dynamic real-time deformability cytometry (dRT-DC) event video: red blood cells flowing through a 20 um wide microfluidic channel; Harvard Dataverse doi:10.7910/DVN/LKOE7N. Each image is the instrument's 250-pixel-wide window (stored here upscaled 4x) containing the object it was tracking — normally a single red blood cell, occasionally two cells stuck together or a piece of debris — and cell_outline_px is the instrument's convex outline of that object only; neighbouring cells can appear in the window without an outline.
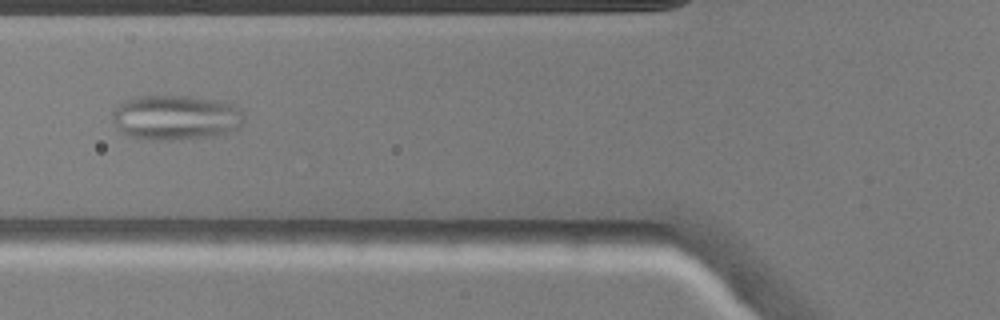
{"species": "common noctule bat (a hibernating species)", "species_latin": "Nyctalus noctula", "temperature_condition": "warm", "stored_images_in_passage": 38, "camera_frame_rate_fps": 3000, "um_per_image_px": 0.085, "animal": {"sex": "male", "body_mass_g": 20.5, "forearm_length_mm": 52.5}, "frame": {"image": 1, "passage_image": 13, "time_ms": 4.0, "image_size_px": [1000, 320], "cell_outline_px": [[244, 120], [240, 128], [228, 132], [212, 136], [172, 140], [152, 140], [128, 136], [116, 128], [112, 116], [112, 112], [124, 100], [136, 96], [188, 96], [216, 100], [232, 104], [240, 108], [244, 112]], "centroid_in_image_um": [14.95, 9.99], "position_along_channel_um": 110.9, "area_um2": 34.68}}
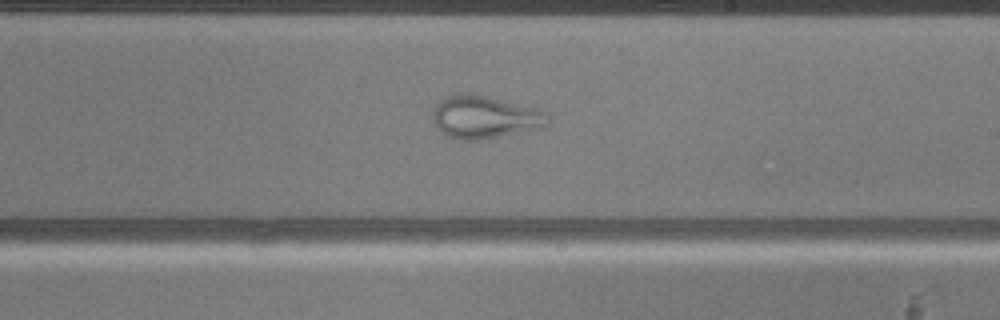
{"frame": {"image": 2, "passage_image": 23, "time_ms": 7.333, "image_size_px": [1000, 320], "cell_outline_px": [[548, 124], [544, 128], [476, 140], [464, 140], [448, 136], [440, 132], [436, 124], [432, 112], [436, 104], [440, 100], [456, 92], [468, 92], [540, 108], [548, 112]], "centroid_in_image_um": [41.24, 9.93], "position_along_channel_um": 247.8, "area_um2": 28.9}}
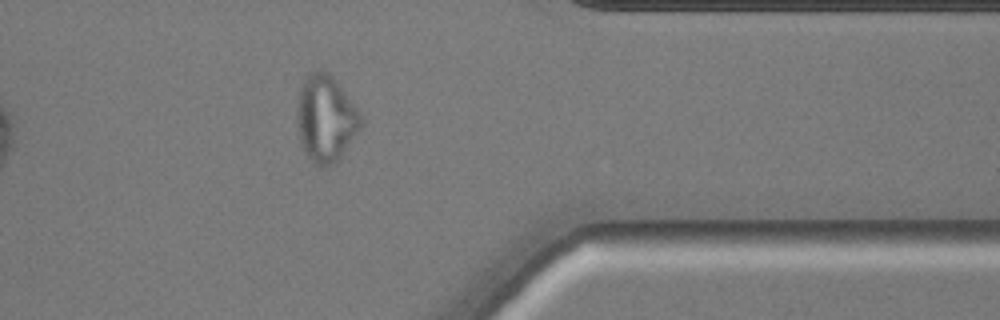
{"frame": {"image": 3, "passage_image": 34, "time_ms": 11.0, "image_size_px": [1000, 320], "cell_outline_px": [[364, 120], [360, 128], [336, 164], [328, 168], [320, 168], [312, 164], [304, 152], [300, 140], [296, 120], [296, 108], [300, 88], [304, 76], [308, 72], [316, 68], [328, 72], [336, 80], [364, 116]], "centroid_in_image_um": [27.67, 10.09], "position_along_channel_um": 383.7, "area_um2": 33.23}}